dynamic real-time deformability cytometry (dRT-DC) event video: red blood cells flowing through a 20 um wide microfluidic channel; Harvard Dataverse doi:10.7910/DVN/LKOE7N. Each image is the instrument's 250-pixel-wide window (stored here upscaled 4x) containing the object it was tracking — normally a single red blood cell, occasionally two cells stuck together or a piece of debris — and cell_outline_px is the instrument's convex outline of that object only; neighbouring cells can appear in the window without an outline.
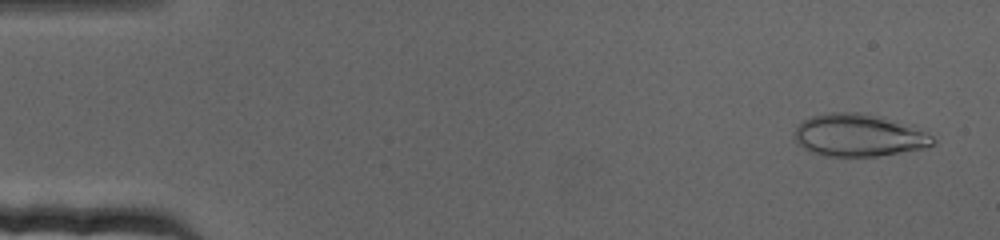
{"species": "human", "species_latin": "Homo sapiens", "temperature_condition": "cold", "stored_images_in_passage": 70, "camera_frame_rate_fps": 3000, "um_per_image_px": 0.085, "donor": {"sex": "female"}, "frame": {"image": 1, "passage_image": 3, "time_ms": 0.667, "image_size_px": [1000, 240], "cell_outline_px": [[936, 140], [932, 144], [924, 148], [876, 156], [824, 156], [812, 152], [804, 148], [796, 140], [796, 124], [800, 120], [812, 116], [828, 112], [860, 112], [884, 116], [912, 124], [932, 136]], "centroid_in_image_um": [73.01, 11.47], "position_along_channel_um": 12.0, "area_um2": 34.56}}
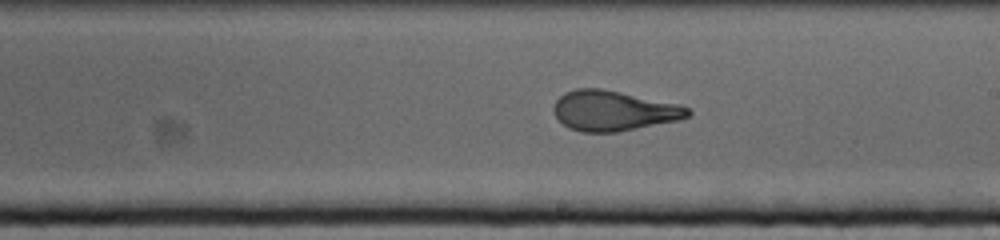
{"frame": {"image": 2, "passage_image": 40, "time_ms": 13.0, "image_size_px": [1000, 240], "cell_outline_px": [[692, 112], [688, 116], [680, 120], [616, 132], [584, 132], [568, 128], [552, 112], [552, 108], [556, 100], [564, 92], [576, 88], [600, 88], [680, 104], [688, 108]], "centroid_in_image_um": [52.14, 9.41], "position_along_channel_um": 236.9, "area_um2": 31.39}}
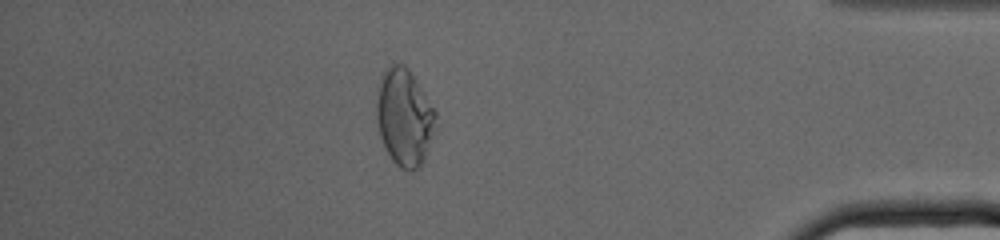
{"frame": {"image": 3, "passage_image": 61, "time_ms": 20.0, "image_size_px": [1000, 240], "cell_outline_px": [[436, 128], [424, 160], [420, 168], [400, 168], [392, 160], [380, 136], [376, 120], [376, 100], [380, 80], [384, 72], [392, 64], [404, 64], [408, 68], [424, 92], [436, 112]], "centroid_in_image_um": [34.38, 9.96], "position_along_channel_um": 400.8, "area_um2": 33.23}}